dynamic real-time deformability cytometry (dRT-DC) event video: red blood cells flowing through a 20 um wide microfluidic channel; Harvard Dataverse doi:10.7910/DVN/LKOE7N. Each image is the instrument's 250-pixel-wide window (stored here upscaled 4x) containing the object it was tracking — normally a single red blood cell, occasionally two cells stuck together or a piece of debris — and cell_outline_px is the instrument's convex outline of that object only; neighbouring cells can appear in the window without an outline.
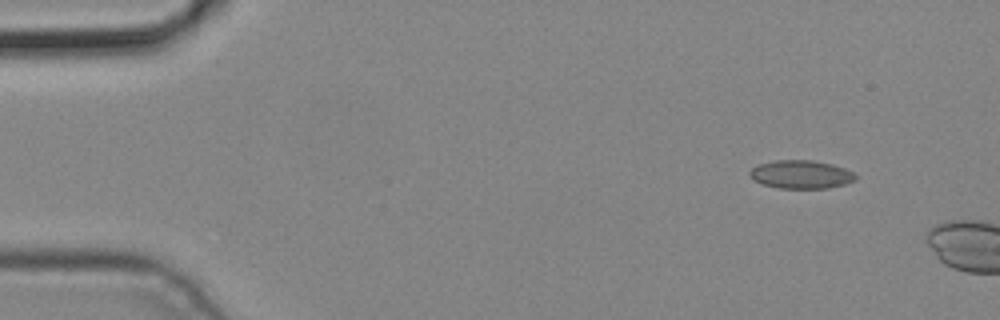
{"species": "common noctule bat (a hibernating species)", "species_latin": "Nyctalus noctula", "temperature_condition": "cold", "stored_images_in_passage": 2, "camera_frame_rate_fps": 3000, "um_per_image_px": 0.085, "animal": {"sex": "male", "body_mass_g": 19.2, "forearm_length_mm": 51.8}, "frame": {"image": 1, "passage_image": 1, "time_ms": 0.0, "image_size_px": [1000, 320], "cell_outline_px": [[856, 180], [844, 184], [828, 188], [780, 188], [764, 184], [756, 180], [748, 172], [756, 164], [776, 160], [812, 160], [832, 164], [844, 168], [852, 172], [856, 176]], "centroid_in_image_um": [68.09, 14.81], "position_along_channel_um": 16.9, "area_um2": 17.28}}